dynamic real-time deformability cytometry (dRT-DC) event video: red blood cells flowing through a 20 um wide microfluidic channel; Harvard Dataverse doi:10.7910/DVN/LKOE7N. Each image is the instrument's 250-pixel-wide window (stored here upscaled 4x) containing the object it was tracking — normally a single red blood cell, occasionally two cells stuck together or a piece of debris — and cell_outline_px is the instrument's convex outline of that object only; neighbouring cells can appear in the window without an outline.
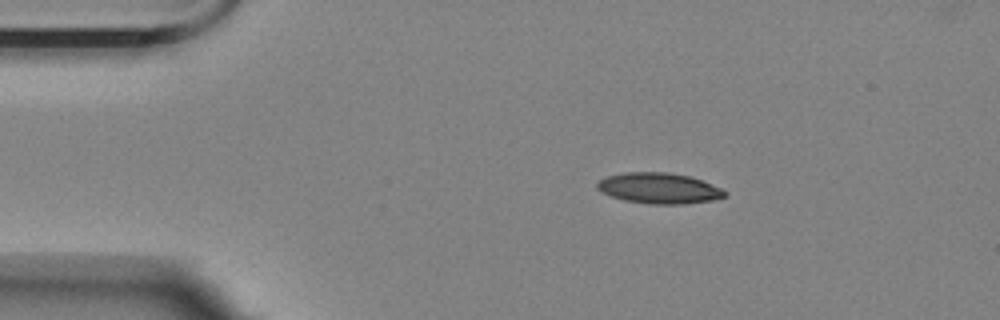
{"species": "Egyptian fruit bat (a non-hibernating species)", "species_latin": "Rousettus aegyptiacus", "temperature_condition": "room temperature", "stored_images_in_passage": 48, "camera_frame_rate_fps": 3000, "um_per_image_px": 0.085, "animal": {"sex": "female"}, "frame": {"image": 1, "passage_image": 1, "time_ms": 0.0, "image_size_px": [1000, 320], "cell_outline_px": [[728, 192], [724, 196], [712, 200], [684, 204], [648, 204], [624, 200], [600, 192], [596, 188], [596, 184], [604, 176], [624, 172], [668, 172], [692, 176], [720, 188]], "centroid_in_image_um": [55.98, 15.99], "position_along_channel_um": 29.0, "area_um2": 23.0}}
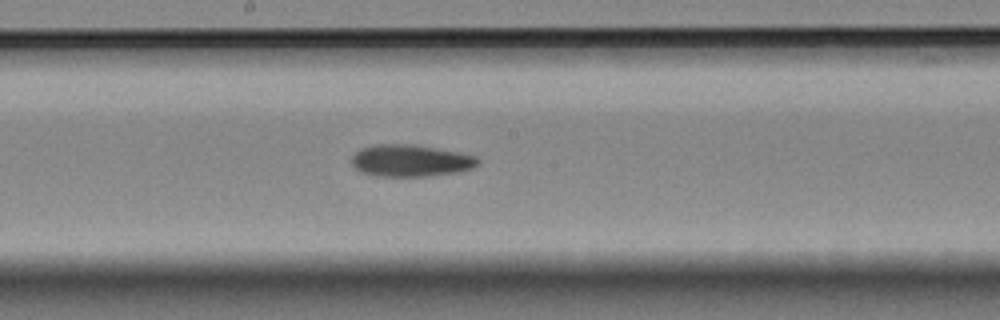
{"frame": {"image": 2, "passage_image": 21, "time_ms": 6.667, "image_size_px": [1000, 320], "cell_outline_px": [[480, 164], [472, 168], [452, 172], [424, 176], [372, 176], [360, 172], [352, 164], [352, 156], [360, 148], [372, 144], [416, 144], [476, 156], [480, 160]], "centroid_in_image_um": [34.85, 13.64], "position_along_channel_um": 213.4, "area_um2": 23.47}}
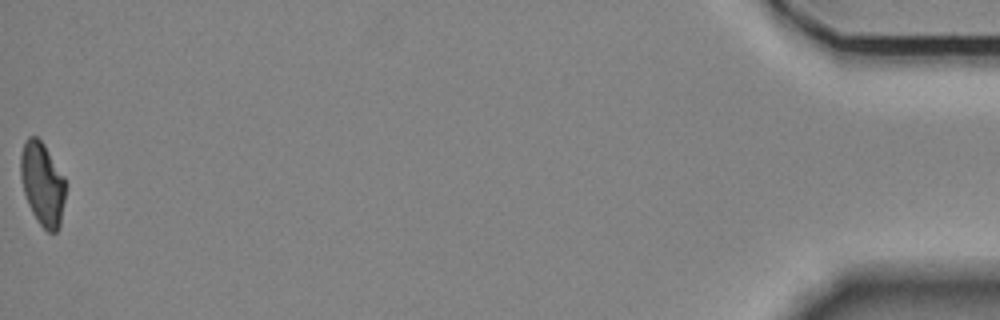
{"frame": {"image": 3, "passage_image": 48, "time_ms": 15.667, "image_size_px": [1000, 320], "cell_outline_px": [[64, 200], [60, 228], [56, 232], [48, 232], [36, 220], [28, 204], [24, 192], [20, 176], [20, 152], [24, 140], [28, 136], [36, 136], [44, 144], [64, 176]], "centroid_in_image_um": [3.58, 15.61], "position_along_channel_um": 431.6, "area_um2": 21.85}, "authors_computed_cell_mechanics": {"area_um2": 23.0622, "velocity_mm_per_s": 3.5206, "shape_relaxation_time_tau1_ms": 7.8549, "shape_relaxation_time_tau2_ms": 9.5505, "deformation_change_tau1": 0.1656, "deformation_change_tau2": 0.1905}}